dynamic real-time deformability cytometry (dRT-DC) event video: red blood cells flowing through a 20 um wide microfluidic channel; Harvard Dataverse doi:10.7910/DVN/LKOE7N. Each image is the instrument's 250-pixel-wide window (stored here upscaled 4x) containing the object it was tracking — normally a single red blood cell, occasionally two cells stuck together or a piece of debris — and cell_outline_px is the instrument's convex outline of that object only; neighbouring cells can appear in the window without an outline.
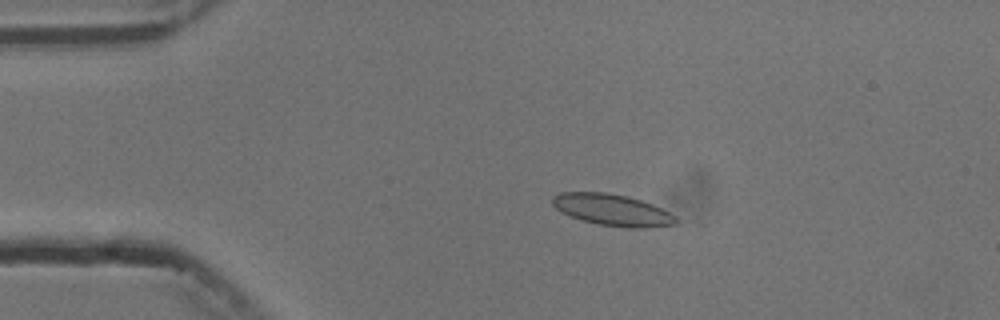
{"species": "common noctule bat (a hibernating species)", "species_latin": "Nyctalus noctula", "temperature_condition": "cold", "stored_images_in_passage": 7, "camera_frame_rate_fps": 3000, "um_per_image_px": 0.085, "animal": {"sex": "male", "body_mass_g": 13.3}, "frame": {"image": 1, "passage_image": 3, "time_ms": 2.333, "image_size_px": [1000, 320], "cell_outline_px": [[680, 220], [676, 224], [648, 228], [628, 228], [596, 224], [560, 212], [552, 204], [552, 196], [560, 192], [604, 192], [628, 196], [652, 204], [676, 216]], "centroid_in_image_um": [52.06, 17.85], "position_along_channel_um": 32.9, "area_um2": 22.77}}
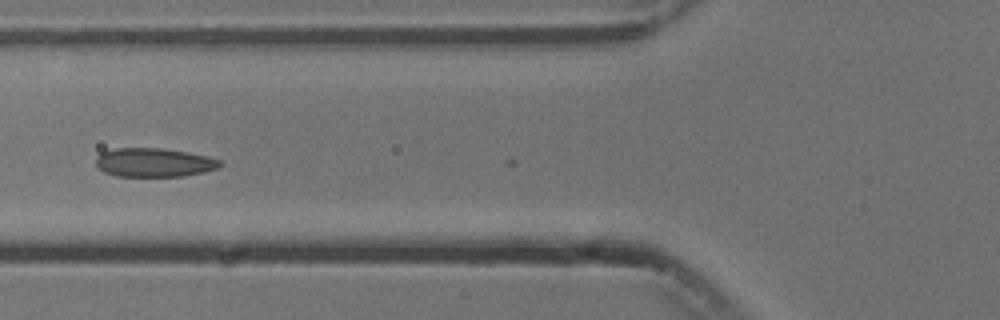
{"frame": {"image": 2, "passage_image": 5, "time_ms": 5.667, "image_size_px": [1000, 320], "cell_outline_px": [[224, 164], [216, 168], [204, 172], [184, 176], [116, 176], [104, 172], [96, 164], [96, 156], [100, 152], [116, 148], [160, 148], [188, 152], [208, 156], [220, 160]], "centroid_in_image_um": [13.09, 13.81], "position_along_channel_um": 112.7, "area_um2": 20.92}}
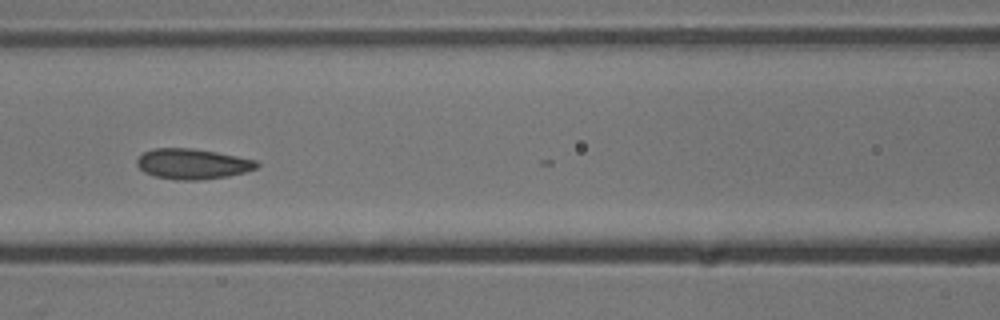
{"frame": {"image": 3, "passage_image": 6, "time_ms": 6.667, "image_size_px": [1000, 320], "cell_outline_px": [[260, 164], [256, 168], [244, 172], [228, 176], [200, 180], [176, 180], [152, 176], [144, 172], [136, 164], [136, 160], [144, 152], [156, 148], [192, 148], [216, 152], [256, 160]], "centroid_in_image_um": [16.34, 13.94], "position_along_channel_um": 150.3, "area_um2": 21.21}}